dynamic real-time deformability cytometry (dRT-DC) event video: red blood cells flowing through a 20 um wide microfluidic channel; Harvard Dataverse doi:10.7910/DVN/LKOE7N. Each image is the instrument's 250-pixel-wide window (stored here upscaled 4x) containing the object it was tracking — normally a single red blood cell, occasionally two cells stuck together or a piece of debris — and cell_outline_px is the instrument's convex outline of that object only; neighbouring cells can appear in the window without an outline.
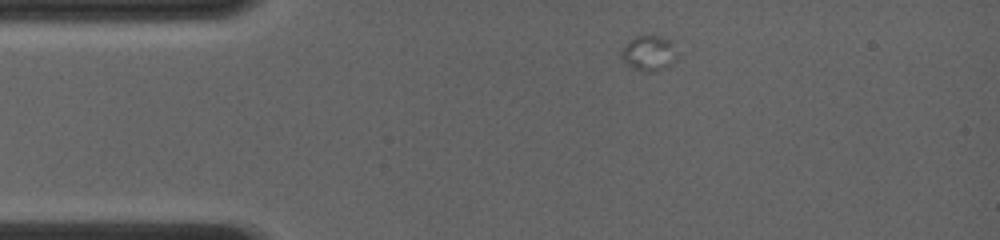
{"species": "common noctule bat (a hibernating species)", "species_latin": "Nyctalus noctula", "temperature_condition": "room temperature", "stored_images_in_passage": 6, "camera_frame_rate_fps": 4000, "um_per_image_px": 0.085, "animal": {"sex": "female", "body_mass_g": 19.0, "forearm_length_mm": 56.7}, "frame": {"image": 1, "passage_image": 1, "time_ms": 0.0, "image_size_px": [1000, 240], "cell_outline_px": [[676, 56], [672, 64], [664, 68], [652, 72], [648, 72], [632, 68], [624, 64], [620, 56], [620, 52], [636, 36], [660, 36], [672, 40]], "centroid_in_image_um": [55.15, 4.54], "position_along_channel_um": 29.9, "area_um2": 11.33}}